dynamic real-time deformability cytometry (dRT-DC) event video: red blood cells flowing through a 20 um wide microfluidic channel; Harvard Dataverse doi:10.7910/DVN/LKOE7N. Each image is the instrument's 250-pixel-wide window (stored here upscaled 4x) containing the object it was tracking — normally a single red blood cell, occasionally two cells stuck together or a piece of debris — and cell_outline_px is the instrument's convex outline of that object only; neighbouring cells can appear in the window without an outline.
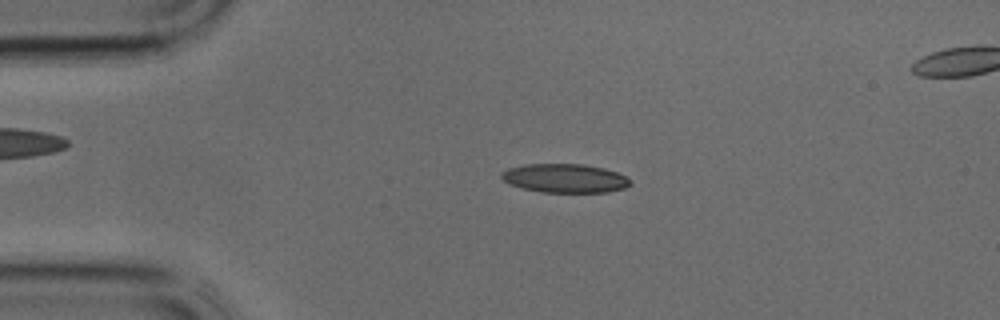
{"species": "common noctule bat (a hibernating species)", "species_latin": "Nyctalus noctula", "temperature_condition": "cold", "stored_images_in_passage": 38, "segment_of_instrument_passage": [1, 2], "camera_frame_rate_fps": 3000, "um_per_image_px": 0.085, "animal": {"sex": "male", "body_mass_g": 17.9, "forearm_length_mm": 54.2}, "frame": {"image": 1, "passage_image": 7, "time_ms": 2.0, "image_size_px": [1000, 320], "cell_outline_px": [[632, 184], [624, 188], [608, 192], [540, 192], [524, 188], [512, 184], [504, 180], [500, 176], [500, 172], [508, 168], [524, 164], [584, 164], [604, 168], [616, 172], [632, 180]], "centroid_in_image_um": [48.03, 15.14], "position_along_channel_um": 37.0, "area_um2": 21.62}}
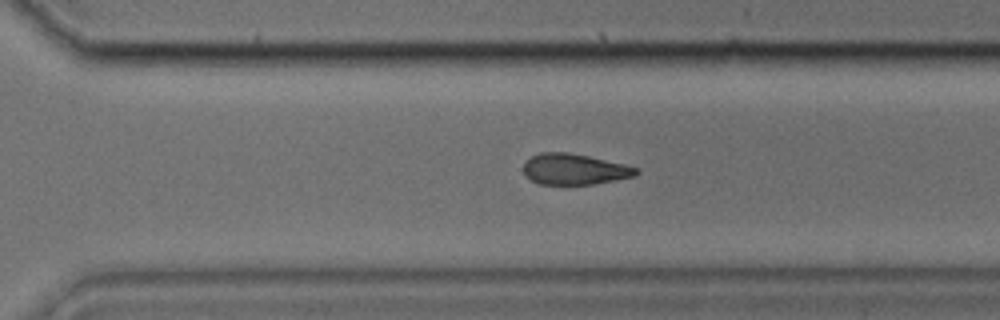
{"frame": {"image": 2, "passage_image": 25, "time_ms": 8.0, "image_size_px": [1000, 320], "cell_outline_px": [[640, 172], [636, 176], [592, 184], [540, 184], [532, 180], [524, 172], [524, 160], [540, 152], [568, 152], [588, 156], [624, 164], [640, 168]], "centroid_in_image_um": [48.85, 14.37], "position_along_channel_um": 321.8, "area_um2": 20.23}}
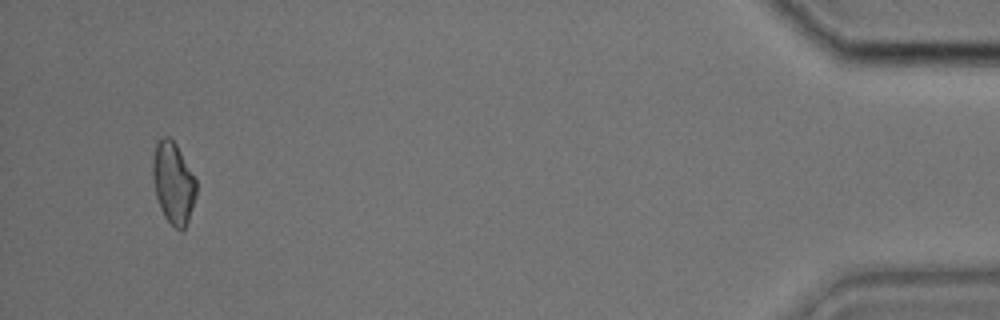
{"frame": {"image": 3, "passage_image": 35, "time_ms": 11.333, "image_size_px": [1000, 320], "cell_outline_px": [[196, 196], [188, 220], [184, 228], [180, 232], [164, 216], [160, 208], [156, 196], [152, 176], [152, 160], [156, 144], [164, 136], [168, 136], [176, 144], [196, 180]], "centroid_in_image_um": [14.72, 15.55], "position_along_channel_um": 420.5, "area_um2": 20.46}}